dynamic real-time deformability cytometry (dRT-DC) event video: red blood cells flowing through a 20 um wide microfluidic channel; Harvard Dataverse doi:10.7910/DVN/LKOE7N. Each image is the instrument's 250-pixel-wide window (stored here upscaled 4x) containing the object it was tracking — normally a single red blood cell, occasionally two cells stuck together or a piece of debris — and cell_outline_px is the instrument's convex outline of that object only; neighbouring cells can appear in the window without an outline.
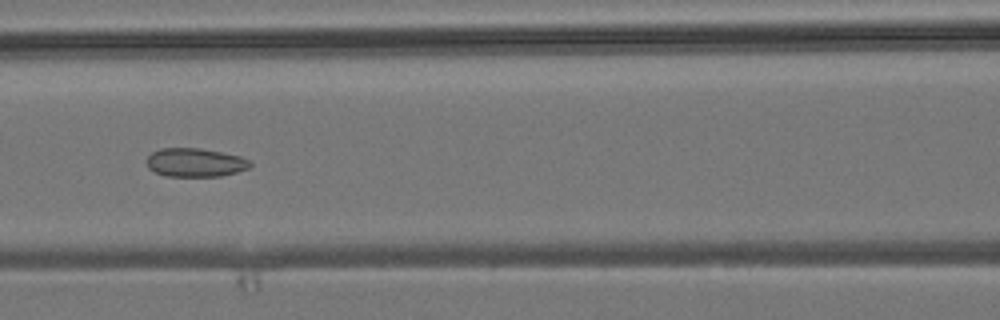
{"species": "common noctule bat (a hibernating species)", "species_latin": "Nyctalus noctula", "temperature_condition": "room temperature", "stored_images_in_passage": 4, "camera_frame_rate_fps": 3000, "um_per_image_px": 0.085, "animal": {"sex": "male", "body_mass_g": 19.2, "forearm_length_mm": 51.8}, "frame": {"image": 1, "passage_image": 4, "time_ms": 5.0, "image_size_px": [1000, 320], "cell_outline_px": [[252, 164], [248, 168], [236, 172], [220, 176], [164, 176], [148, 168], [148, 156], [152, 152], [160, 148], [200, 148], [240, 156], [248, 160]], "centroid_in_image_um": [16.58, 13.81], "position_along_channel_um": 150.0, "area_um2": 17.11}}